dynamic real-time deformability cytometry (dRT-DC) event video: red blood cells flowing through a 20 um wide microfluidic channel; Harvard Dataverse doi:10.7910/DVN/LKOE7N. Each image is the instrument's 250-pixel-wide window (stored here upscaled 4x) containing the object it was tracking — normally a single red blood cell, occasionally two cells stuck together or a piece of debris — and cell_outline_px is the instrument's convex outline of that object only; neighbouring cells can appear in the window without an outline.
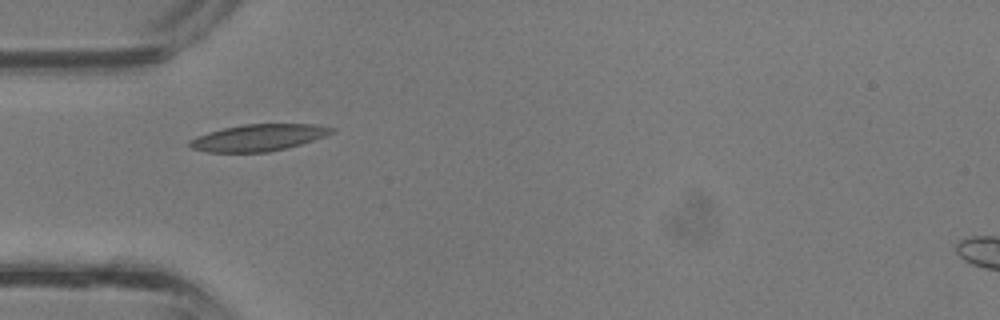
{"species": "common noctule bat (a hibernating species)", "species_latin": "Nyctalus noctula", "temperature_condition": "room temperature", "stored_images_in_passage": 27, "camera_frame_rate_fps": 3000, "um_per_image_px": 0.085, "animal": {"sex": "male", "body_mass_g": 13.3}, "frame": {"image": 1, "passage_image": 1, "time_ms": 0.0, "image_size_px": [1000, 320], "cell_outline_px": [[336, 132], [300, 144], [268, 152], [208, 152], [192, 148], [188, 144], [188, 140], [208, 132], [224, 128], [244, 124], [312, 124], [336, 128]], "centroid_in_image_um": [21.96, 11.69], "position_along_channel_um": 63.0, "area_um2": 21.91}}
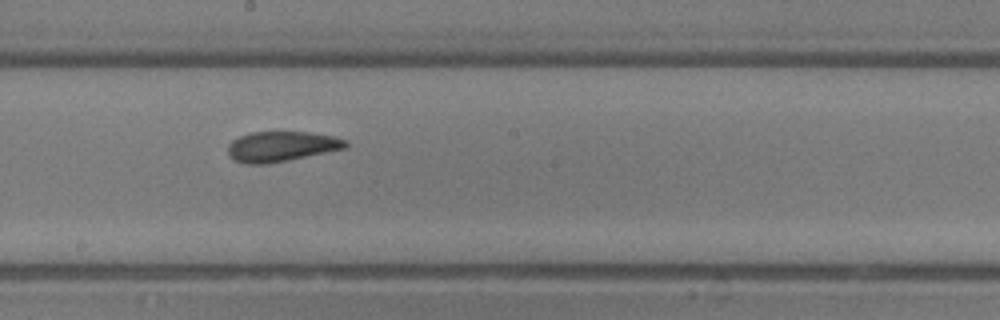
{"frame": {"image": 2, "passage_image": 10, "time_ms": 3.0, "image_size_px": [1000, 320], "cell_outline_px": [[348, 148], [268, 164], [244, 164], [232, 160], [228, 156], [228, 144], [232, 140], [240, 136], [252, 132], [308, 132], [332, 136], [348, 140]], "centroid_in_image_um": [23.9, 12.46], "position_along_channel_um": 224.3, "area_um2": 20.92}}
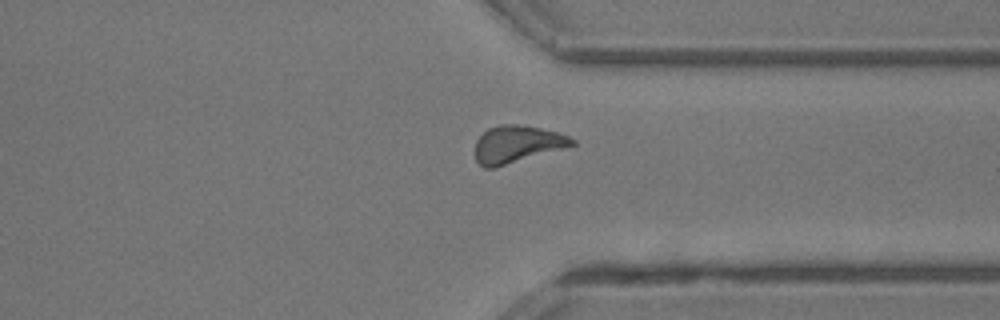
{"frame": {"image": 3, "passage_image": 18, "time_ms": 5.667, "image_size_px": [1000, 320], "cell_outline_px": [[576, 144], [564, 148], [496, 168], [484, 168], [476, 160], [476, 140], [488, 128], [500, 124], [516, 124], [540, 128], [556, 132], [568, 136], [576, 140]], "centroid_in_image_um": [43.94, 12.26], "position_along_channel_um": 367.5, "area_um2": 20.98}}